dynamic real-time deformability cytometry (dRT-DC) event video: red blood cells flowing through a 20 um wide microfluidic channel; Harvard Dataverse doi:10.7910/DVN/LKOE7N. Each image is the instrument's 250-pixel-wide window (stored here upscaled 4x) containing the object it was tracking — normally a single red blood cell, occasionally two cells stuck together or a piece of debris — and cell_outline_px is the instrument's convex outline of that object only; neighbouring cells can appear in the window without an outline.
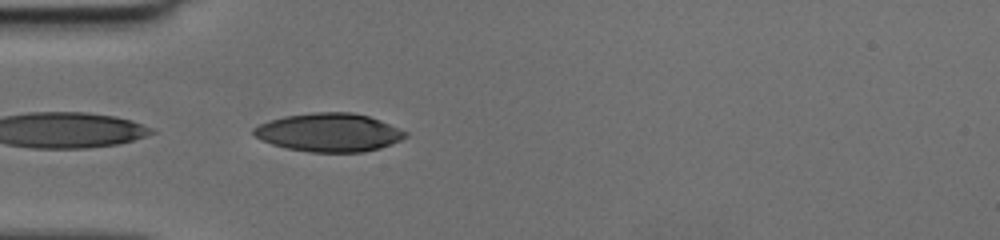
{"species": "human", "species_latin": "Homo sapiens", "temperature_condition": "cold", "stored_images_in_passage": 14, "camera_frame_rate_fps": 3000, "um_per_image_px": 0.085, "donor": {"sex": "female"}, "frame": {"image": 1, "passage_image": 1, "time_ms": 0.0, "image_size_px": [1000, 240], "cell_outline_px": [[408, 136], [392, 144], [380, 148], [364, 152], [308, 152], [288, 148], [272, 144], [260, 140], [252, 132], [252, 128], [260, 124], [284, 116], [312, 112], [352, 112], [368, 116], [380, 120], [408, 132]], "centroid_in_image_um": [27.98, 11.26], "position_along_channel_um": 57.0, "area_um2": 33.99}}
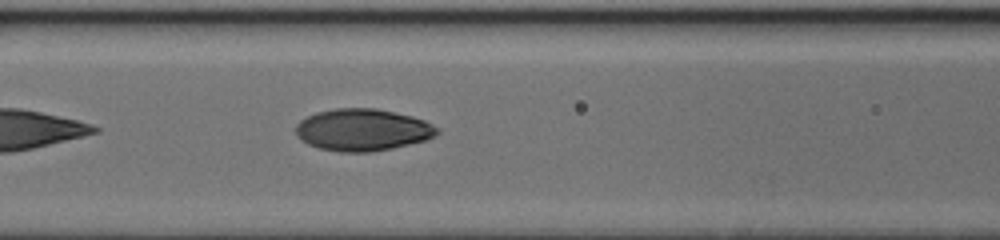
{"frame": {"image": 2, "passage_image": 7, "time_ms": 2.0, "image_size_px": [1000, 240], "cell_outline_px": [[440, 132], [436, 136], [424, 140], [392, 148], [372, 152], [340, 152], [320, 148], [308, 144], [300, 140], [296, 136], [296, 124], [300, 120], [316, 112], [336, 108], [376, 108], [396, 112], [412, 116], [424, 120], [440, 128]], "centroid_in_image_um": [30.82, 11.03], "position_along_channel_um": 135.8, "area_um2": 34.8}}
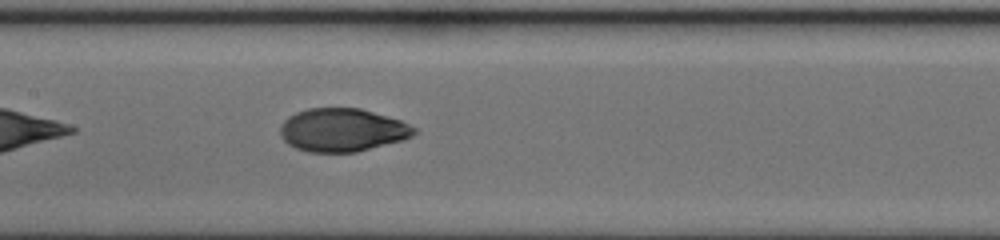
{"frame": {"image": 3, "passage_image": 10, "time_ms": 3.0, "image_size_px": [1000, 240], "cell_outline_px": [[416, 132], [412, 136], [404, 140], [356, 152], [308, 152], [296, 148], [288, 144], [284, 140], [280, 132], [280, 124], [288, 116], [296, 112], [308, 108], [360, 108], [400, 120], [416, 128]], "centroid_in_image_um": [29.09, 11.05], "position_along_channel_um": 178.3, "area_um2": 33.76}}